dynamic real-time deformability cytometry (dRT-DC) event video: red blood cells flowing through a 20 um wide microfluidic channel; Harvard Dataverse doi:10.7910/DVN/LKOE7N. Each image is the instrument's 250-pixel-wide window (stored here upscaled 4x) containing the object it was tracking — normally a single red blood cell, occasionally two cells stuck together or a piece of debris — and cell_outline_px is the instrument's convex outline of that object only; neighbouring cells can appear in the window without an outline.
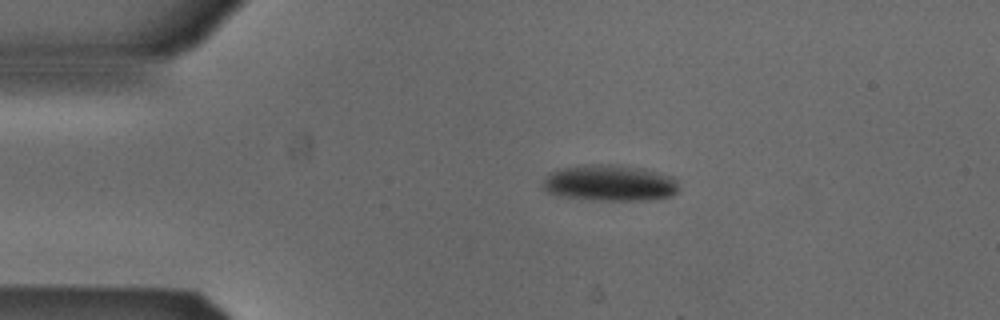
{"species": "Egyptian fruit bat (a non-hibernating species)", "species_latin": "Rousettus aegyptiacus", "temperature_condition": "cold", "stored_images_in_passage": 3, "camera_frame_rate_fps": 3000, "um_per_image_px": 0.085, "animal": {"sex": "male"}, "frame": {"image": 1, "passage_image": 2, "time_ms": 0.333, "image_size_px": [1000, 320], "cell_outline_px": [[680, 188], [672, 196], [648, 200], [600, 200], [564, 196], [548, 192], [544, 188], [544, 180], [552, 172], [564, 168], [592, 164], [620, 164], [644, 168], [672, 176], [676, 180]], "centroid_in_image_um": [51.93, 15.54], "position_along_channel_um": 33.1, "area_um2": 28.5}}